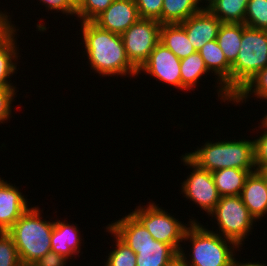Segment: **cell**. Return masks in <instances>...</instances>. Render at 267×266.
Instances as JSON below:
<instances>
[{"label": "cell", "instance_id": "6da1fadb", "mask_svg": "<svg viewBox=\"0 0 267 266\" xmlns=\"http://www.w3.org/2000/svg\"><path fill=\"white\" fill-rule=\"evenodd\" d=\"M79 26L80 45L84 44L82 57L87 56L93 73L105 78H137L138 70L130 63L120 34L101 29L93 22H80Z\"/></svg>", "mask_w": 267, "mask_h": 266}, {"label": "cell", "instance_id": "7a4b0ae2", "mask_svg": "<svg viewBox=\"0 0 267 266\" xmlns=\"http://www.w3.org/2000/svg\"><path fill=\"white\" fill-rule=\"evenodd\" d=\"M204 226L199 221L187 228L183 242L189 243L190 253L187 254L182 245L178 254L180 259L187 266H236V253L242 248Z\"/></svg>", "mask_w": 267, "mask_h": 266}, {"label": "cell", "instance_id": "3957f363", "mask_svg": "<svg viewBox=\"0 0 267 266\" xmlns=\"http://www.w3.org/2000/svg\"><path fill=\"white\" fill-rule=\"evenodd\" d=\"M127 214L107 226L136 253V266H168L178 257L170 245L155 240L131 212Z\"/></svg>", "mask_w": 267, "mask_h": 266}, {"label": "cell", "instance_id": "277c9868", "mask_svg": "<svg viewBox=\"0 0 267 266\" xmlns=\"http://www.w3.org/2000/svg\"><path fill=\"white\" fill-rule=\"evenodd\" d=\"M216 140L203 142V146L185 155L199 168L209 172L226 168L257 170L254 163V140L244 137Z\"/></svg>", "mask_w": 267, "mask_h": 266}, {"label": "cell", "instance_id": "5b68a950", "mask_svg": "<svg viewBox=\"0 0 267 266\" xmlns=\"http://www.w3.org/2000/svg\"><path fill=\"white\" fill-rule=\"evenodd\" d=\"M42 213L38 205L31 206L7 231L14 240L23 266H32L51 251L54 220L44 219Z\"/></svg>", "mask_w": 267, "mask_h": 266}, {"label": "cell", "instance_id": "8992f818", "mask_svg": "<svg viewBox=\"0 0 267 266\" xmlns=\"http://www.w3.org/2000/svg\"><path fill=\"white\" fill-rule=\"evenodd\" d=\"M267 67V31L254 29L243 23L241 45L231 67V97L262 69Z\"/></svg>", "mask_w": 267, "mask_h": 266}, {"label": "cell", "instance_id": "52a82bcc", "mask_svg": "<svg viewBox=\"0 0 267 266\" xmlns=\"http://www.w3.org/2000/svg\"><path fill=\"white\" fill-rule=\"evenodd\" d=\"M158 205L151 200L148 205L141 206L139 204L131 213L155 240L170 245L179 254L187 228L192 222H198V220L191 216L187 224H184L177 217L168 213L164 207Z\"/></svg>", "mask_w": 267, "mask_h": 266}, {"label": "cell", "instance_id": "ba28073f", "mask_svg": "<svg viewBox=\"0 0 267 266\" xmlns=\"http://www.w3.org/2000/svg\"><path fill=\"white\" fill-rule=\"evenodd\" d=\"M208 217H211L210 220H214V224L217 223L218 226L215 231L213 229L211 231L234 241L240 248L252 234L254 226L256 227L255 219L250 215L240 196H222Z\"/></svg>", "mask_w": 267, "mask_h": 266}, {"label": "cell", "instance_id": "9c48e42d", "mask_svg": "<svg viewBox=\"0 0 267 266\" xmlns=\"http://www.w3.org/2000/svg\"><path fill=\"white\" fill-rule=\"evenodd\" d=\"M179 158L188 170L190 168L192 170L186 179L180 183L182 197H185L187 201L189 199L193 204L198 205L196 207L209 215L221 198L211 172L199 168L185 154Z\"/></svg>", "mask_w": 267, "mask_h": 266}, {"label": "cell", "instance_id": "30bf717a", "mask_svg": "<svg viewBox=\"0 0 267 266\" xmlns=\"http://www.w3.org/2000/svg\"><path fill=\"white\" fill-rule=\"evenodd\" d=\"M160 28L158 21L140 18L121 35L127 57L137 70L160 42Z\"/></svg>", "mask_w": 267, "mask_h": 266}, {"label": "cell", "instance_id": "8fae6325", "mask_svg": "<svg viewBox=\"0 0 267 266\" xmlns=\"http://www.w3.org/2000/svg\"><path fill=\"white\" fill-rule=\"evenodd\" d=\"M142 73L181 90L180 59L161 42L155 46L137 75Z\"/></svg>", "mask_w": 267, "mask_h": 266}, {"label": "cell", "instance_id": "7c38bea8", "mask_svg": "<svg viewBox=\"0 0 267 266\" xmlns=\"http://www.w3.org/2000/svg\"><path fill=\"white\" fill-rule=\"evenodd\" d=\"M202 57L206 68L212 76H215L216 82L214 87L217 88V97L224 104L231 103V67L227 61L222 49L219 47L217 40L209 41L198 51ZM217 83V84H216ZM227 101V102H226ZM229 102V103H228Z\"/></svg>", "mask_w": 267, "mask_h": 266}, {"label": "cell", "instance_id": "4fadbf2b", "mask_svg": "<svg viewBox=\"0 0 267 266\" xmlns=\"http://www.w3.org/2000/svg\"><path fill=\"white\" fill-rule=\"evenodd\" d=\"M140 19L134 0H114L92 22L99 28L122 35Z\"/></svg>", "mask_w": 267, "mask_h": 266}, {"label": "cell", "instance_id": "5bb4252c", "mask_svg": "<svg viewBox=\"0 0 267 266\" xmlns=\"http://www.w3.org/2000/svg\"><path fill=\"white\" fill-rule=\"evenodd\" d=\"M9 182L0 177V232H7L32 206L22 190Z\"/></svg>", "mask_w": 267, "mask_h": 266}, {"label": "cell", "instance_id": "9a60e30c", "mask_svg": "<svg viewBox=\"0 0 267 266\" xmlns=\"http://www.w3.org/2000/svg\"><path fill=\"white\" fill-rule=\"evenodd\" d=\"M179 24L185 29L190 43L198 52L206 43L216 40L222 22L208 9H201Z\"/></svg>", "mask_w": 267, "mask_h": 266}, {"label": "cell", "instance_id": "2e32d148", "mask_svg": "<svg viewBox=\"0 0 267 266\" xmlns=\"http://www.w3.org/2000/svg\"><path fill=\"white\" fill-rule=\"evenodd\" d=\"M67 220H54V227L51 235V251L62 255L70 261L76 260L80 257L81 249L84 244L82 236L79 232L78 224L66 222ZM82 244V245H81ZM75 259H74V258ZM73 259V260H72Z\"/></svg>", "mask_w": 267, "mask_h": 266}, {"label": "cell", "instance_id": "e0dca14e", "mask_svg": "<svg viewBox=\"0 0 267 266\" xmlns=\"http://www.w3.org/2000/svg\"><path fill=\"white\" fill-rule=\"evenodd\" d=\"M240 197L255 221L267 216V181L260 171L248 175Z\"/></svg>", "mask_w": 267, "mask_h": 266}, {"label": "cell", "instance_id": "ac0fdd59", "mask_svg": "<svg viewBox=\"0 0 267 266\" xmlns=\"http://www.w3.org/2000/svg\"><path fill=\"white\" fill-rule=\"evenodd\" d=\"M19 29L16 28L13 21L11 27L0 37V87L17 86L14 85V82L11 83L10 79L14 76L13 74H17V64H19L18 60L21 57L17 43Z\"/></svg>", "mask_w": 267, "mask_h": 266}, {"label": "cell", "instance_id": "d6986e66", "mask_svg": "<svg viewBox=\"0 0 267 266\" xmlns=\"http://www.w3.org/2000/svg\"><path fill=\"white\" fill-rule=\"evenodd\" d=\"M160 42L170 49L180 60L196 52L185 29L179 24H161Z\"/></svg>", "mask_w": 267, "mask_h": 266}, {"label": "cell", "instance_id": "ffe728a7", "mask_svg": "<svg viewBox=\"0 0 267 266\" xmlns=\"http://www.w3.org/2000/svg\"><path fill=\"white\" fill-rule=\"evenodd\" d=\"M256 170L236 168L218 169L211 172L220 196H240L246 178Z\"/></svg>", "mask_w": 267, "mask_h": 266}, {"label": "cell", "instance_id": "44dd1931", "mask_svg": "<svg viewBox=\"0 0 267 266\" xmlns=\"http://www.w3.org/2000/svg\"><path fill=\"white\" fill-rule=\"evenodd\" d=\"M180 73H181V91H194L197 84H200V80L205 74L211 75L206 68L202 57L199 52H195L188 57L180 60ZM192 89V90H191Z\"/></svg>", "mask_w": 267, "mask_h": 266}, {"label": "cell", "instance_id": "7402d4cb", "mask_svg": "<svg viewBox=\"0 0 267 266\" xmlns=\"http://www.w3.org/2000/svg\"><path fill=\"white\" fill-rule=\"evenodd\" d=\"M242 34L243 23H222L219 28L216 40L231 65L238 56Z\"/></svg>", "mask_w": 267, "mask_h": 266}, {"label": "cell", "instance_id": "603a6c76", "mask_svg": "<svg viewBox=\"0 0 267 266\" xmlns=\"http://www.w3.org/2000/svg\"><path fill=\"white\" fill-rule=\"evenodd\" d=\"M201 9L197 0H163L161 24L181 23Z\"/></svg>", "mask_w": 267, "mask_h": 266}, {"label": "cell", "instance_id": "cb8c5ba5", "mask_svg": "<svg viewBox=\"0 0 267 266\" xmlns=\"http://www.w3.org/2000/svg\"><path fill=\"white\" fill-rule=\"evenodd\" d=\"M249 0H215L207 9L222 23H244Z\"/></svg>", "mask_w": 267, "mask_h": 266}, {"label": "cell", "instance_id": "d4e9b609", "mask_svg": "<svg viewBox=\"0 0 267 266\" xmlns=\"http://www.w3.org/2000/svg\"><path fill=\"white\" fill-rule=\"evenodd\" d=\"M252 95V96H251ZM251 97L267 103V67L259 71L237 94L231 104H246Z\"/></svg>", "mask_w": 267, "mask_h": 266}, {"label": "cell", "instance_id": "484cf974", "mask_svg": "<svg viewBox=\"0 0 267 266\" xmlns=\"http://www.w3.org/2000/svg\"><path fill=\"white\" fill-rule=\"evenodd\" d=\"M112 237L115 244L104 259L103 266H136V253L124 243L108 226L104 227Z\"/></svg>", "mask_w": 267, "mask_h": 266}, {"label": "cell", "instance_id": "4316f807", "mask_svg": "<svg viewBox=\"0 0 267 266\" xmlns=\"http://www.w3.org/2000/svg\"><path fill=\"white\" fill-rule=\"evenodd\" d=\"M244 24L248 27L267 31V0H249Z\"/></svg>", "mask_w": 267, "mask_h": 266}, {"label": "cell", "instance_id": "83f0119b", "mask_svg": "<svg viewBox=\"0 0 267 266\" xmlns=\"http://www.w3.org/2000/svg\"><path fill=\"white\" fill-rule=\"evenodd\" d=\"M0 266H23L12 236L0 232Z\"/></svg>", "mask_w": 267, "mask_h": 266}, {"label": "cell", "instance_id": "f1b7e54d", "mask_svg": "<svg viewBox=\"0 0 267 266\" xmlns=\"http://www.w3.org/2000/svg\"><path fill=\"white\" fill-rule=\"evenodd\" d=\"M114 0H83L76 8V17L79 22H92L105 11Z\"/></svg>", "mask_w": 267, "mask_h": 266}, {"label": "cell", "instance_id": "f546056e", "mask_svg": "<svg viewBox=\"0 0 267 266\" xmlns=\"http://www.w3.org/2000/svg\"><path fill=\"white\" fill-rule=\"evenodd\" d=\"M259 124L257 132L260 135L256 132L257 135H255L256 138L254 139V163L258 171L267 167V120L263 117Z\"/></svg>", "mask_w": 267, "mask_h": 266}, {"label": "cell", "instance_id": "4dcf8cb0", "mask_svg": "<svg viewBox=\"0 0 267 266\" xmlns=\"http://www.w3.org/2000/svg\"><path fill=\"white\" fill-rule=\"evenodd\" d=\"M17 89V87H0V124L7 123L13 116V101L19 92Z\"/></svg>", "mask_w": 267, "mask_h": 266}, {"label": "cell", "instance_id": "1f68e13d", "mask_svg": "<svg viewBox=\"0 0 267 266\" xmlns=\"http://www.w3.org/2000/svg\"><path fill=\"white\" fill-rule=\"evenodd\" d=\"M142 19H153L161 24L163 0H134Z\"/></svg>", "mask_w": 267, "mask_h": 266}, {"label": "cell", "instance_id": "d6a6232c", "mask_svg": "<svg viewBox=\"0 0 267 266\" xmlns=\"http://www.w3.org/2000/svg\"><path fill=\"white\" fill-rule=\"evenodd\" d=\"M41 5H44L46 7L45 10L60 12L63 15H66L67 17L69 16H76V9L71 5V3L68 0H39ZM53 10V11H52Z\"/></svg>", "mask_w": 267, "mask_h": 266}, {"label": "cell", "instance_id": "836d02e7", "mask_svg": "<svg viewBox=\"0 0 267 266\" xmlns=\"http://www.w3.org/2000/svg\"><path fill=\"white\" fill-rule=\"evenodd\" d=\"M72 263L62 255L56 252L49 251L39 260H37L32 266H70Z\"/></svg>", "mask_w": 267, "mask_h": 266}, {"label": "cell", "instance_id": "e575fe53", "mask_svg": "<svg viewBox=\"0 0 267 266\" xmlns=\"http://www.w3.org/2000/svg\"><path fill=\"white\" fill-rule=\"evenodd\" d=\"M6 9L1 11L0 9V37L11 27L12 24V15H9ZM11 16V17H10Z\"/></svg>", "mask_w": 267, "mask_h": 266}, {"label": "cell", "instance_id": "d590c367", "mask_svg": "<svg viewBox=\"0 0 267 266\" xmlns=\"http://www.w3.org/2000/svg\"><path fill=\"white\" fill-rule=\"evenodd\" d=\"M245 261L241 262L240 260L236 262V266H267L266 263L262 262L260 263L259 260L256 262L252 261H246L247 259H244ZM245 262V263H244Z\"/></svg>", "mask_w": 267, "mask_h": 266}, {"label": "cell", "instance_id": "8d00e7d4", "mask_svg": "<svg viewBox=\"0 0 267 266\" xmlns=\"http://www.w3.org/2000/svg\"><path fill=\"white\" fill-rule=\"evenodd\" d=\"M214 1L215 0H197V3L202 9H207Z\"/></svg>", "mask_w": 267, "mask_h": 266}, {"label": "cell", "instance_id": "74e56055", "mask_svg": "<svg viewBox=\"0 0 267 266\" xmlns=\"http://www.w3.org/2000/svg\"><path fill=\"white\" fill-rule=\"evenodd\" d=\"M168 266H187L178 256L171 264Z\"/></svg>", "mask_w": 267, "mask_h": 266}, {"label": "cell", "instance_id": "f35d334b", "mask_svg": "<svg viewBox=\"0 0 267 266\" xmlns=\"http://www.w3.org/2000/svg\"><path fill=\"white\" fill-rule=\"evenodd\" d=\"M68 1L75 9L83 2V0H68Z\"/></svg>", "mask_w": 267, "mask_h": 266}, {"label": "cell", "instance_id": "ab89813d", "mask_svg": "<svg viewBox=\"0 0 267 266\" xmlns=\"http://www.w3.org/2000/svg\"><path fill=\"white\" fill-rule=\"evenodd\" d=\"M259 171L262 173V175L265 177L267 181V167L261 168Z\"/></svg>", "mask_w": 267, "mask_h": 266}, {"label": "cell", "instance_id": "60d3db41", "mask_svg": "<svg viewBox=\"0 0 267 266\" xmlns=\"http://www.w3.org/2000/svg\"><path fill=\"white\" fill-rule=\"evenodd\" d=\"M264 118L267 120V112L265 113Z\"/></svg>", "mask_w": 267, "mask_h": 266}]
</instances>
